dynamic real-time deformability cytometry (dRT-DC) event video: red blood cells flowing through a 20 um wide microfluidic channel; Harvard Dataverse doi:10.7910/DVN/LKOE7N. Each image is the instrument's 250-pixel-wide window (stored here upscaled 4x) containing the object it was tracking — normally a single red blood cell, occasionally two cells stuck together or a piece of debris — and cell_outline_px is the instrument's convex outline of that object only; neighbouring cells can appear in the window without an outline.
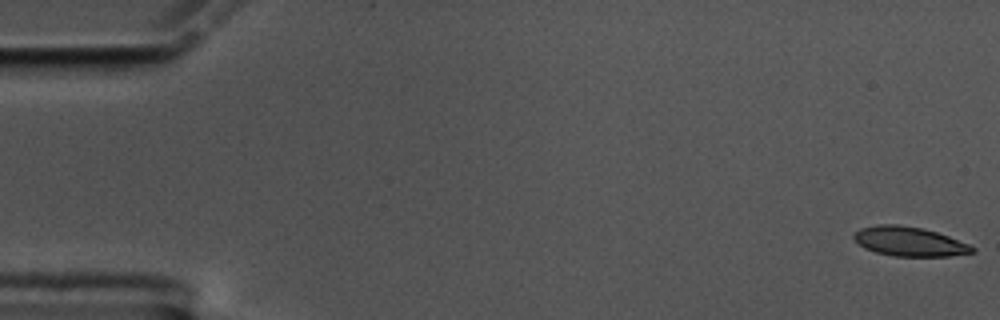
{"species": "common noctule bat (a hibernating species)", "species_latin": "Nyctalus noctula", "temperature_condition": "cold", "stored_images_in_passage": 58, "camera_frame_rate_fps": 3000, "um_per_image_px": 0.085, "animal": {"sex": "male", "body_mass_g": 17.5, "forearm_length_mm": 52.3}, "frame": {"image": 1, "passage_image": 1, "time_ms": 0.0, "image_size_px": [1000, 320], "cell_outline_px": [[976, 252], [948, 256], [896, 256], [876, 252], [864, 248], [852, 236], [860, 228], [876, 224], [900, 224], [920, 228], [936, 232], [948, 236], [968, 244], [976, 248]], "centroid_in_image_um": [77.29, 20.52], "position_along_channel_um": 7.7, "area_um2": 20.11}}
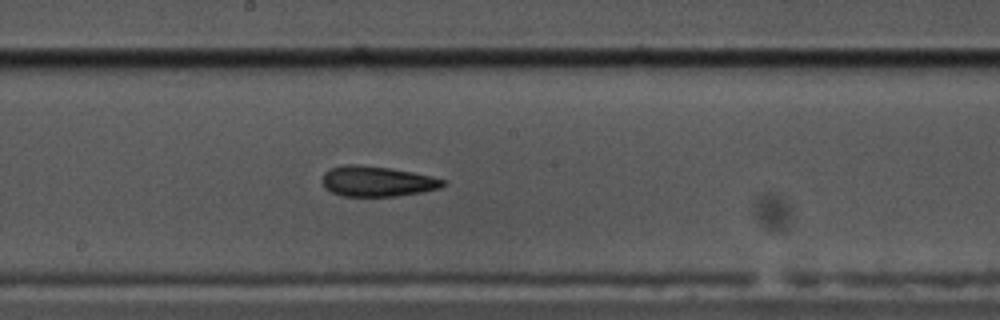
{"frame": {"image": 2, "passage_image": 31, "time_ms": 10.0, "image_size_px": [1000, 320], "cell_outline_px": [[448, 184], [440, 188], [424, 192], [396, 196], [344, 196], [332, 192], [324, 188], [320, 180], [324, 172], [332, 168], [344, 164], [360, 164], [392, 168], [432, 176], [448, 180]], "centroid_in_image_um": [32.08, 15.41], "position_along_channel_um": 216.1, "area_um2": 21.79}}
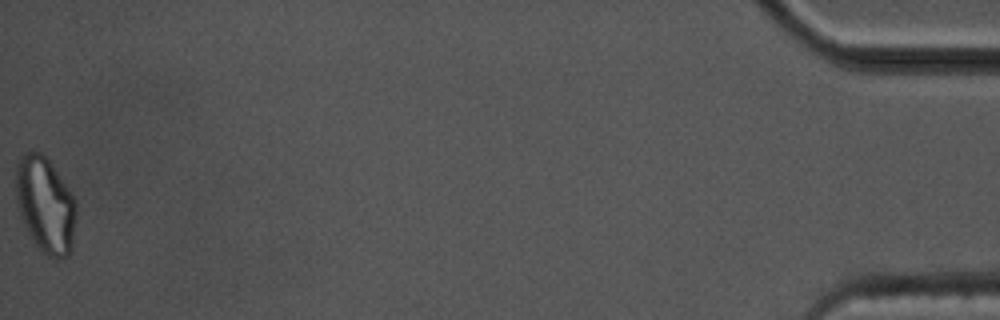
{"frame": {"image": 3, "passage_image": 58, "time_ms": 19.0, "image_size_px": [1000, 320], "cell_outline_px": [[76, 220], [72, 252], [68, 256], [56, 260], [48, 256], [32, 240], [20, 216], [16, 200], [16, 164], [20, 156], [24, 152], [40, 152], [48, 156], [76, 200]], "centroid_in_image_um": [3.88, 17.4], "position_along_channel_um": 431.3, "area_um2": 34.33}, "authors_computed_cell_mechanics": {"area_um2": 21.6172, "velocity_mm_per_s": 3.489, "shape_relaxation_time_tau1_ms": null, "shape_relaxation_time_tau2_ms": 4.6203, "deformation_change_tau1": null, "deformation_change_tau2": 0.1202}}